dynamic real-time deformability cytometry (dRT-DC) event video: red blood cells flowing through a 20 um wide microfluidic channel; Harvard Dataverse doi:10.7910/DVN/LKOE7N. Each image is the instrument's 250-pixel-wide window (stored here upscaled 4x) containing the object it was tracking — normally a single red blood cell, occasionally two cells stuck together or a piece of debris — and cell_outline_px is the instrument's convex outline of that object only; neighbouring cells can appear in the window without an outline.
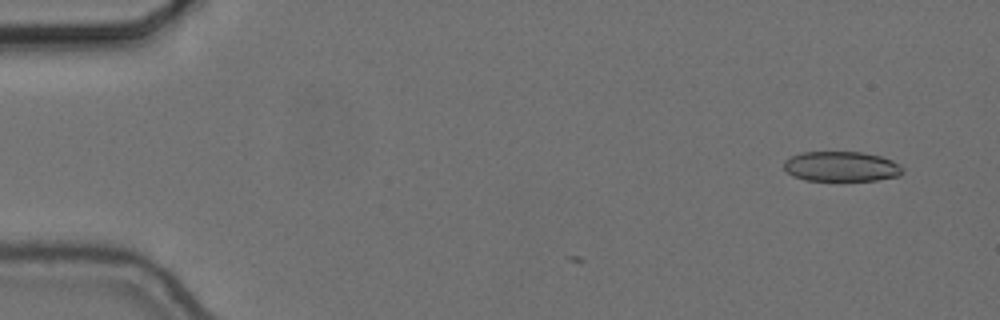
{"species": "common noctule bat (a hibernating species)", "species_latin": "Nyctalus noctula", "temperature_condition": "cold", "stored_images_in_passage": 4, "camera_frame_rate_fps": 3000, "um_per_image_px": 0.085, "animal": {"sex": "female", "body_mass_g": 24.6, "forearm_length_mm": 56.2}, "frame": {"image": 1, "passage_image": 4, "time_ms": 1.0, "image_size_px": [1000, 320], "cell_outline_px": [[904, 172], [900, 176], [876, 180], [804, 180], [792, 176], [784, 168], [784, 160], [800, 152], [860, 152], [880, 156], [892, 160], [900, 164], [904, 168]], "centroid_in_image_um": [71.53, 14.15], "position_along_channel_um": 13.5, "area_um2": 20.87}}